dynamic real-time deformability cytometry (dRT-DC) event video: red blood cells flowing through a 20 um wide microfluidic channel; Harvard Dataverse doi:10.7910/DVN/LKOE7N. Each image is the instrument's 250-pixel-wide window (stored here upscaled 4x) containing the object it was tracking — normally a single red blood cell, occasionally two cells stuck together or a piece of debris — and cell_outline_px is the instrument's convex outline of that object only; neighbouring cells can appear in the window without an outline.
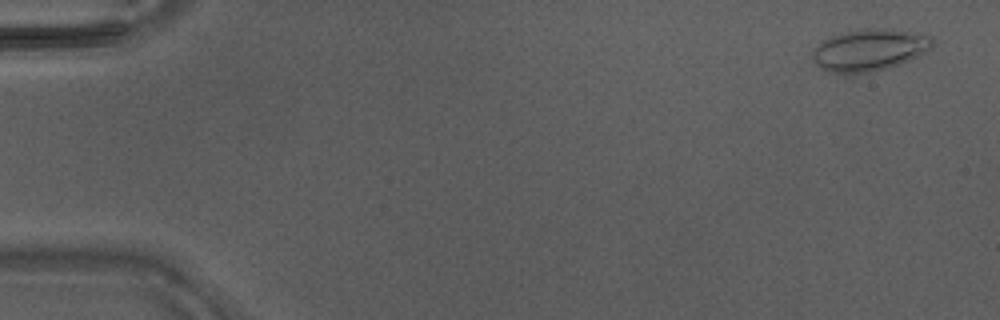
{"species": "Egyptian fruit bat (a non-hibernating species)", "species_latin": "Rousettus aegyptiacus", "temperature_condition": "warm", "stored_images_in_passage": 44, "camera_frame_rate_fps": 3000, "um_per_image_px": 0.085, "animal": {"sex": "male"}, "frame": {"image": 1, "passage_image": 1, "time_ms": 0.0, "image_size_px": [1000, 320], "cell_outline_px": [[932, 48], [908, 60], [888, 68], [868, 72], [828, 72], [820, 68], [812, 60], [812, 48], [824, 40], [832, 36], [864, 28], [872, 28], [908, 32], [932, 36]], "centroid_in_image_um": [73.85, 4.25], "position_along_channel_um": 11.2, "area_um2": 28.55}}
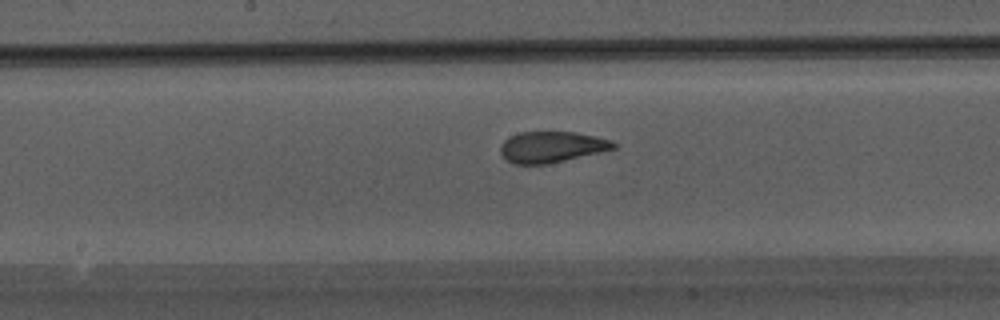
{"frame": {"image": 2, "passage_image": 23, "time_ms": 7.333, "image_size_px": [1000, 320], "cell_outline_px": [[616, 148], [600, 152], [548, 164], [512, 164], [500, 152], [500, 144], [508, 136], [520, 132], [576, 132], [596, 136], [612, 140], [616, 144]], "centroid_in_image_um": [46.88, 12.48], "position_along_channel_um": 201.3, "area_um2": 20.52}}
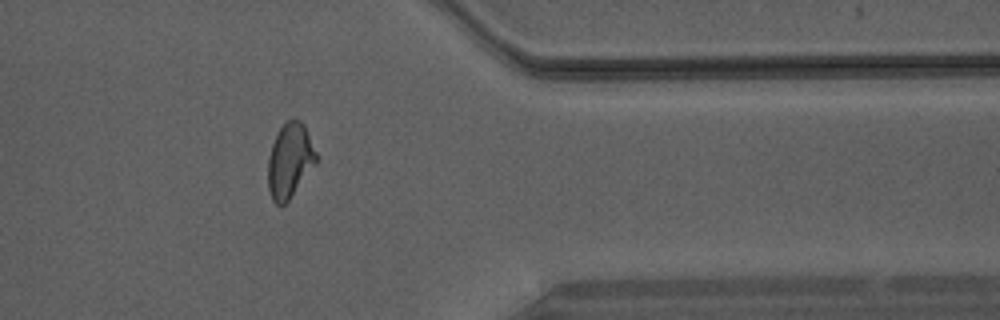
{"frame": {"image": 3, "passage_image": 36, "time_ms": 11.667, "image_size_px": [1000, 320], "cell_outline_px": [[316, 164], [288, 200], [284, 204], [276, 204], [272, 200], [268, 188], [268, 156], [272, 144], [280, 128], [288, 120], [300, 120], [304, 124], [316, 152]], "centroid_in_image_um": [24.62, 13.65], "position_along_channel_um": 386.8, "area_um2": 20.63}}